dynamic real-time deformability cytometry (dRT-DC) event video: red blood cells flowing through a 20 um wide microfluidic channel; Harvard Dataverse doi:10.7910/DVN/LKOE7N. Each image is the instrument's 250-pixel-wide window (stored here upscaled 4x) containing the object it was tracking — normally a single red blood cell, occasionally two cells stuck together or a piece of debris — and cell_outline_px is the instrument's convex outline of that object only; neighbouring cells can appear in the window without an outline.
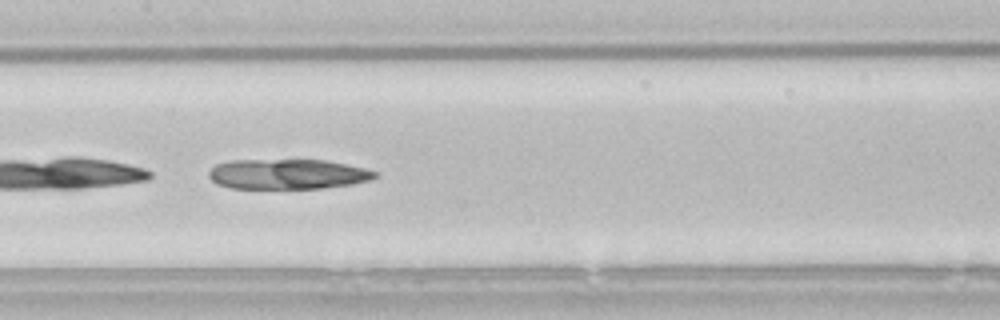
{"species": "common noctule bat (a hibernating species)", "species_latin": "Nyctalus noctula", "temperature_condition": "room temperature", "stored_images_in_passage": 23, "camera_frame_rate_fps": 3000, "um_per_image_px": 0.085, "animal": {"sex": "male", "body_mass_g": 21.5, "forearm_length_mm": 52.0}, "frame": {"image": 1, "passage_image": 10, "time_ms": 3.0, "image_size_px": [1000, 320], "cell_outline_px": [[376, 176], [368, 180], [352, 184], [324, 188], [232, 188], [216, 184], [208, 176], [208, 172], [216, 164], [232, 160], [328, 160], [364, 168], [376, 172]], "centroid_in_image_um": [24.42, 14.79], "position_along_channel_um": 183.0, "area_um2": 29.02}}
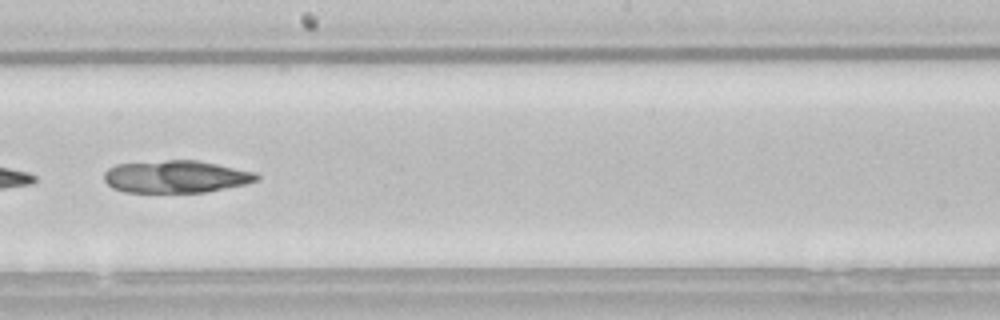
{"frame": {"image": 2, "passage_image": 14, "time_ms": 4.333, "image_size_px": [1000, 320], "cell_outline_px": [[260, 180], [248, 184], [204, 192], [124, 192], [112, 188], [104, 180], [104, 172], [108, 168], [116, 164], [168, 160], [196, 160], [256, 172], [260, 176]], "centroid_in_image_um": [14.97, 15.02], "position_along_channel_um": 233.2, "area_um2": 28.9}}